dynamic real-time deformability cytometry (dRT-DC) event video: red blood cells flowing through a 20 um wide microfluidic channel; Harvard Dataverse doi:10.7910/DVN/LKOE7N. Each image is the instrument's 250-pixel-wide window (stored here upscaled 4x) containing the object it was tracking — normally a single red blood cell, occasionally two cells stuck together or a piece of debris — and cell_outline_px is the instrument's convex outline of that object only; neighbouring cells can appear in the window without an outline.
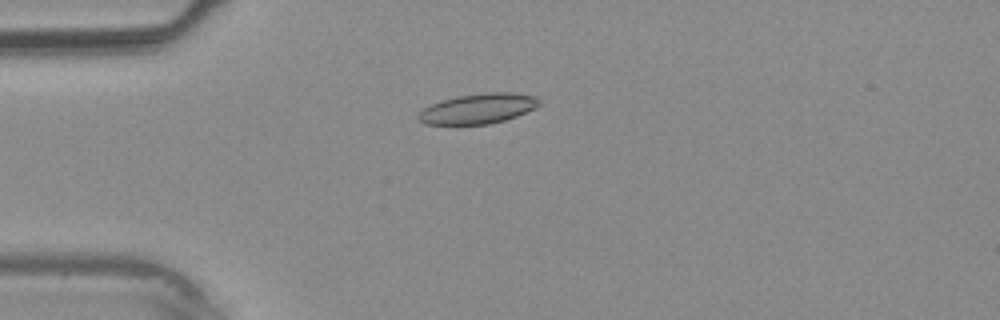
{"species": "common noctule bat (a hibernating species)", "species_latin": "Nyctalus noctula", "temperature_condition": "warm", "stored_images_in_passage": 37, "camera_frame_rate_fps": 3000, "um_per_image_px": 0.085, "animal": {"sex": "male", "body_mass_g": 20.4}, "frame": {"image": 1, "passage_image": 9, "time_ms": 2.667, "image_size_px": [1000, 320], "cell_outline_px": [[540, 104], [536, 108], [516, 116], [504, 120], [488, 124], [424, 124], [416, 116], [424, 108], [440, 100], [456, 96], [488, 92], [512, 92], [536, 96], [540, 100]], "centroid_in_image_um": [40.66, 9.22], "position_along_channel_um": 44.3, "area_um2": 21.21}}
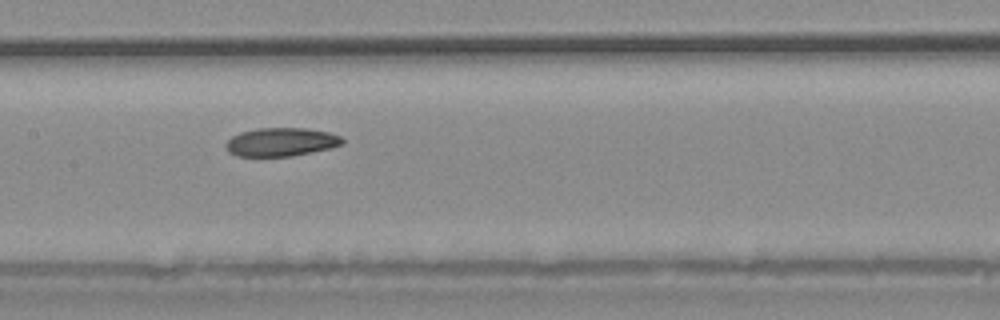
{"frame": {"image": 2, "passage_image": 18, "time_ms": 5.667, "image_size_px": [1000, 320], "cell_outline_px": [[344, 144], [332, 148], [292, 156], [236, 156], [228, 152], [224, 144], [232, 136], [240, 132], [260, 128], [308, 128], [328, 132], [340, 136], [344, 140]], "centroid_in_image_um": [23.9, 12.07], "position_along_channel_um": 183.5, "area_um2": 19.48}}
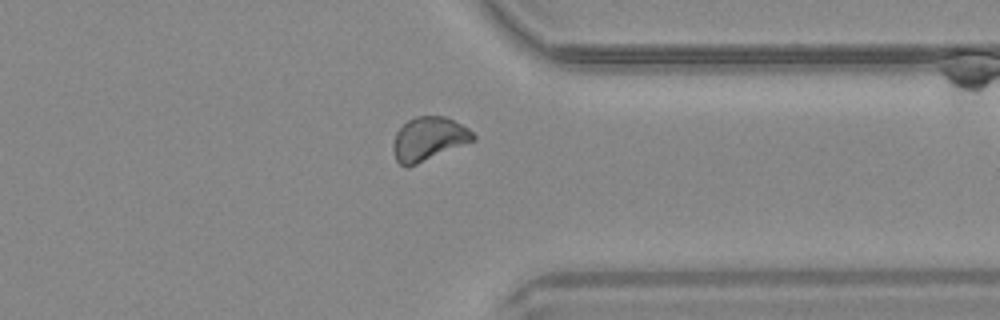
{"frame": {"image": 3, "passage_image": 29, "time_ms": 9.333, "image_size_px": [1000, 320], "cell_outline_px": [[476, 140], [408, 168], [400, 164], [396, 160], [392, 148], [392, 144], [396, 132], [408, 120], [416, 116], [444, 116], [468, 128], [476, 136]], "centroid_in_image_um": [36.42, 11.82], "position_along_channel_um": 375.0, "area_um2": 20.4}}